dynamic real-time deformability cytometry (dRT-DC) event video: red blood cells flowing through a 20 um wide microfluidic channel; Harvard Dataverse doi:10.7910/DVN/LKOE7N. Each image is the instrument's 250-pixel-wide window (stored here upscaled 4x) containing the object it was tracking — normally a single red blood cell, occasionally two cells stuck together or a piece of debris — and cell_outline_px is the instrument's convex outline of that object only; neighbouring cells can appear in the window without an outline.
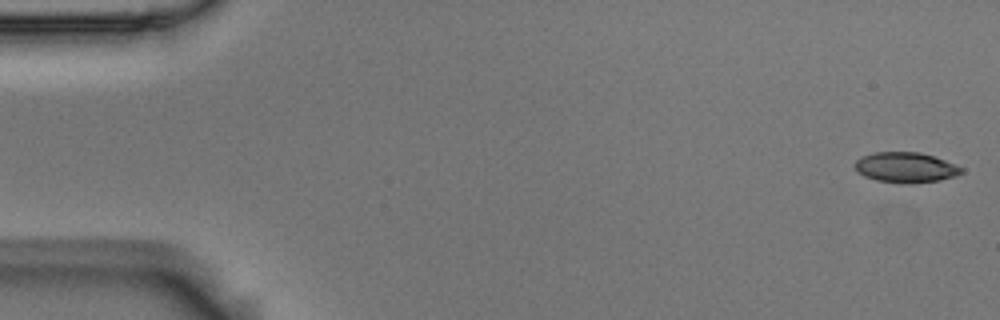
{"species": "Egyptian fruit bat (a non-hibernating species)", "species_latin": "Rousettus aegyptiacus", "temperature_condition": "room temperature", "stored_images_in_passage": 5, "camera_frame_rate_fps": 3000, "um_per_image_px": 0.085, "animal": {"sex": "male"}, "frame": {"image": 1, "passage_image": 1, "time_ms": 0.0, "image_size_px": [1000, 320], "cell_outline_px": [[964, 172], [956, 176], [940, 180], [912, 184], [900, 184], [876, 180], [864, 176], [856, 172], [856, 160], [860, 156], [872, 152], [920, 152], [944, 160], [964, 168]], "centroid_in_image_um": [76.97, 14.24], "position_along_channel_um": 8.0, "area_um2": 19.07}}
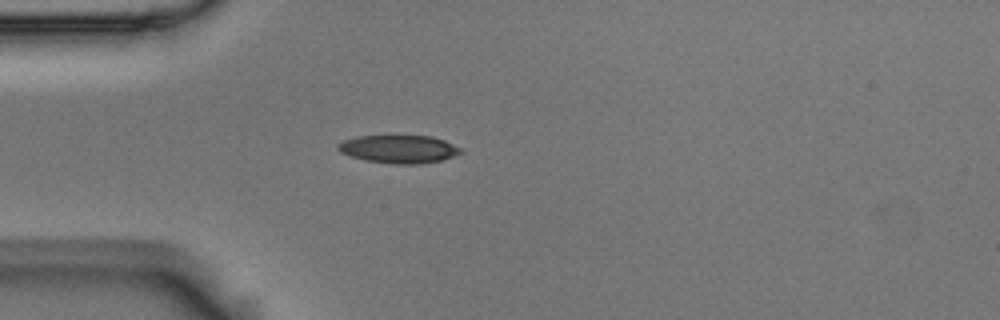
{"frame": {"image": 2, "passage_image": 5, "time_ms": 1.333, "image_size_px": [1000, 320], "cell_outline_px": [[464, 152], [440, 160], [420, 164], [392, 164], [364, 160], [340, 152], [336, 148], [336, 144], [344, 140], [356, 136], [432, 136], [444, 140], [464, 148]], "centroid_in_image_um": [33.91, 12.67], "position_along_channel_um": 51.1, "area_um2": 20.17}}